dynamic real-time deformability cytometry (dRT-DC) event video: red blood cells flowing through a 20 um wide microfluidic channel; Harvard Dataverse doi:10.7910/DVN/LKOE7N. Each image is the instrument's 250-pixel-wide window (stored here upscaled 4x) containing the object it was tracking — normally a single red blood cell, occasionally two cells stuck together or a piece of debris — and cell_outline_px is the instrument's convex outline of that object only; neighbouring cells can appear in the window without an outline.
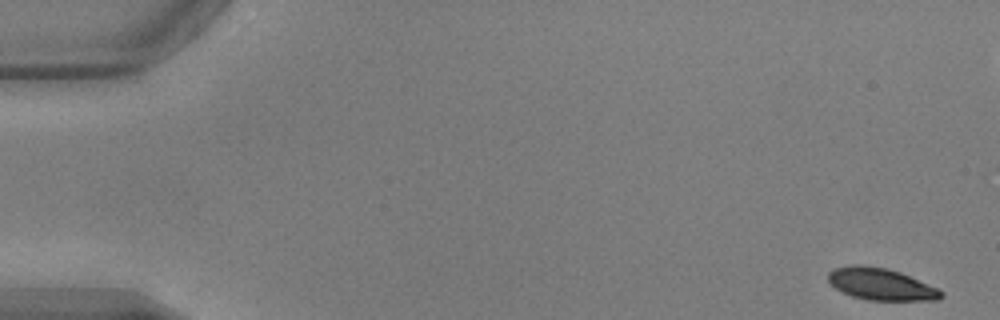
{"species": "common noctule bat (a hibernating species)", "species_latin": "Nyctalus noctula", "temperature_condition": "warm", "stored_images_in_passage": 53, "camera_frame_rate_fps": 3000, "um_per_image_px": 0.085, "animal": {"sex": "male", "body_mass_g": 17.9, "forearm_length_mm": 54.2}, "frame": {"image": 1, "passage_image": 1, "time_ms": 0.0, "image_size_px": [1000, 320], "cell_outline_px": [[944, 296], [940, 300], [868, 300], [852, 296], [836, 288], [828, 280], [828, 272], [832, 268], [852, 264], [864, 264], [888, 268], [900, 272], [940, 288], [944, 292]], "centroid_in_image_um": [74.91, 24.13], "position_along_channel_um": 10.1, "area_um2": 21.33}}
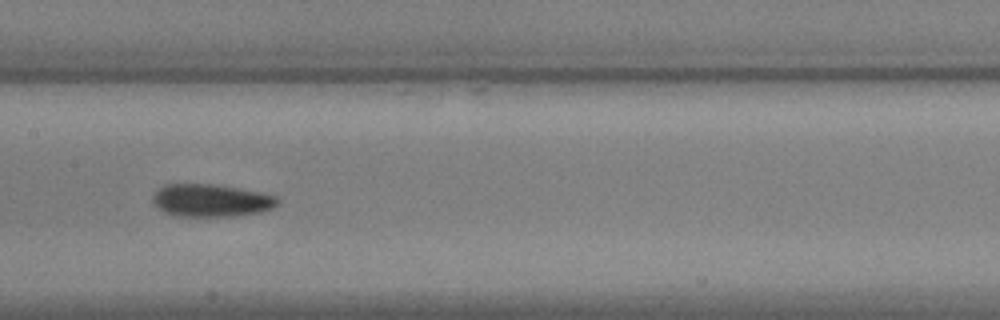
{"frame": {"image": 2, "passage_image": 26, "time_ms": 8.333, "image_size_px": [1000, 320], "cell_outline_px": [[280, 204], [272, 208], [260, 212], [236, 216], [176, 216], [164, 212], [156, 208], [152, 204], [152, 196], [164, 184], [212, 184], [260, 192], [276, 196], [280, 200]], "centroid_in_image_um": [17.93, 17.05], "position_along_channel_um": 189.5, "area_um2": 23.87}}
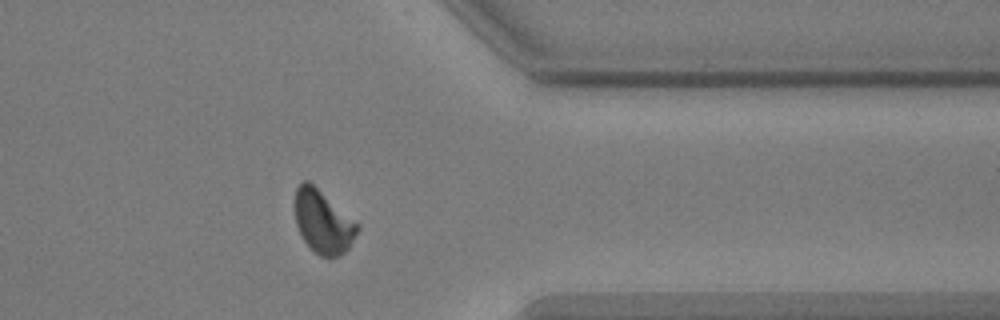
{"frame": {"image": 3, "passage_image": 42, "time_ms": 13.667, "image_size_px": [1000, 320], "cell_outline_px": [[360, 228], [348, 248], [340, 256], [320, 256], [312, 252], [304, 240], [296, 224], [296, 188], [304, 180], [308, 180], [360, 224]], "centroid_in_image_um": [27.48, 18.87], "position_along_channel_um": 383.9, "area_um2": 22.77}, "authors_computed_cell_mechanics": {"area_um2": 23.0622, "velocity_mm_per_s": 3.8297, "shape_relaxation_time_tau1_ms": 2.5991, "shape_relaxation_time_tau2_ms": null, "deformation_change_tau1": 0.1019, "deformation_change_tau2": null}}